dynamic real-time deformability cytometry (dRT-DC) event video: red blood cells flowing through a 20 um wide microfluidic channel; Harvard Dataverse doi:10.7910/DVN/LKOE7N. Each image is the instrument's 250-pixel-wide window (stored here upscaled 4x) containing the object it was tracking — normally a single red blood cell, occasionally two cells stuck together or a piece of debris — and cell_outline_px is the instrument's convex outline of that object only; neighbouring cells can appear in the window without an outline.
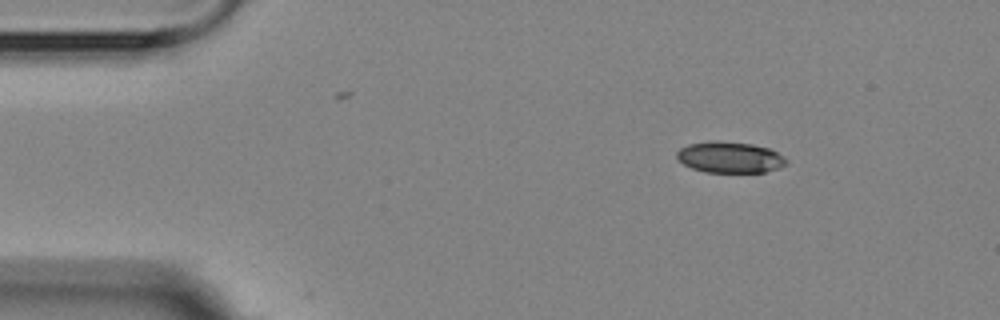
{"species": "Egyptian fruit bat (a non-hibernating species)", "species_latin": "Rousettus aegyptiacus", "temperature_condition": "room temperature", "stored_images_in_passage": 3, "camera_frame_rate_fps": 3000, "um_per_image_px": 0.085, "animal": {"sex": "female"}, "frame": {"image": 1, "passage_image": 1, "time_ms": 0.0, "image_size_px": [1000, 320], "cell_outline_px": [[788, 164], [780, 168], [764, 172], [704, 172], [692, 168], [684, 164], [676, 156], [676, 152], [680, 148], [688, 144], [752, 144], [768, 148], [784, 156], [788, 160]], "centroid_in_image_um": [62.1, 13.43], "position_along_channel_um": 22.9, "area_um2": 19.02}}